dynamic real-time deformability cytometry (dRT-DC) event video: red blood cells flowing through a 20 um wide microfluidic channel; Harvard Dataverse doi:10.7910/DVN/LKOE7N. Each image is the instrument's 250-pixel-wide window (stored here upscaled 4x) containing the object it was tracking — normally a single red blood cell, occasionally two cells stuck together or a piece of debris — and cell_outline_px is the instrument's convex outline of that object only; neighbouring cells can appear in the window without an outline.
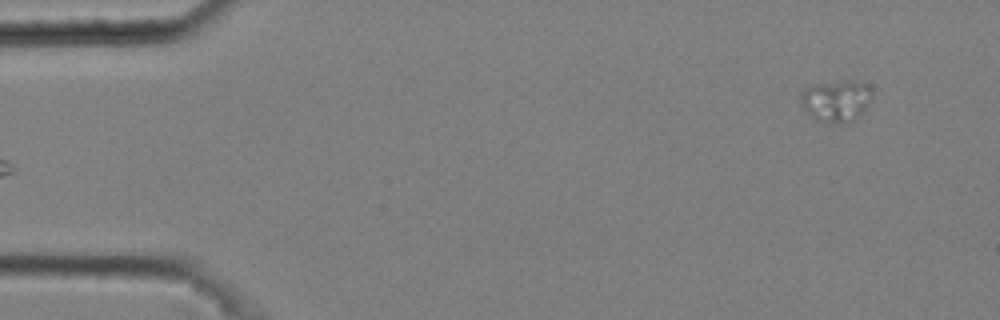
{"species": "common noctule bat (a hibernating species)", "species_latin": "Nyctalus noctula", "temperature_condition": "cold", "stored_images_in_passage": 4, "camera_frame_rate_fps": 3000, "um_per_image_px": 0.085, "animal": {"sex": "male", "body_mass_g": 20.4}, "frame": {"image": 1, "passage_image": 4, "time_ms": 1.0, "image_size_px": [1000, 320], "cell_outline_px": [[872, 96], [860, 116], [856, 120], [848, 124], [832, 124], [816, 120], [808, 116], [800, 100], [800, 92], [816, 84], [848, 80], [856, 80], [864, 84], [872, 92]], "centroid_in_image_um": [71.07, 8.61], "position_along_channel_um": 13.9, "area_um2": 17.57}}